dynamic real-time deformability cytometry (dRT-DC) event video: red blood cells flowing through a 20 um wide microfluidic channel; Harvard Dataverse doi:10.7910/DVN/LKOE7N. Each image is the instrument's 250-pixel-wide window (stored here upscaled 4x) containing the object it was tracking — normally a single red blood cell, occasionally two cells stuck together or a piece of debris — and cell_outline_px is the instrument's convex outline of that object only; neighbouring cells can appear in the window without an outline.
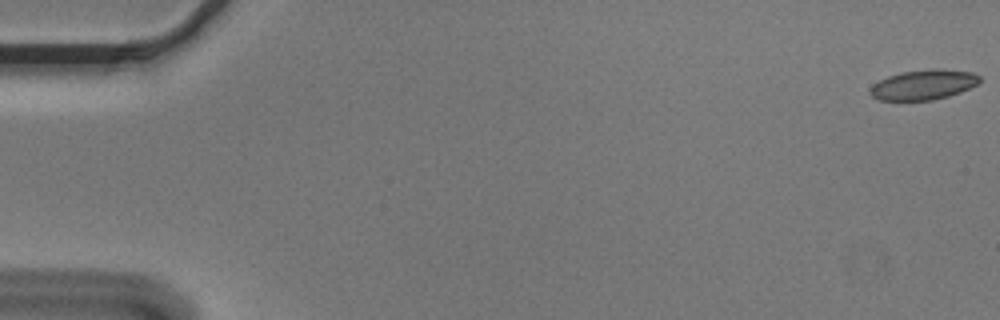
{"species": "Egyptian fruit bat (a non-hibernating species)", "species_latin": "Rousettus aegyptiacus", "temperature_condition": "cold", "stored_images_in_passage": 56, "camera_frame_rate_fps": 3000, "um_per_image_px": 0.085, "animal": {"sex": "male"}, "frame": {"image": 1, "passage_image": 1, "time_ms": 0.0, "image_size_px": [1000, 320], "cell_outline_px": [[980, 80], [976, 84], [960, 92], [948, 96], [932, 100], [880, 100], [872, 96], [868, 92], [872, 84], [888, 76], [904, 72], [932, 68], [940, 68], [972, 72], [980, 76]], "centroid_in_image_um": [78.48, 7.19], "position_along_channel_um": 6.5, "area_um2": 19.07}}
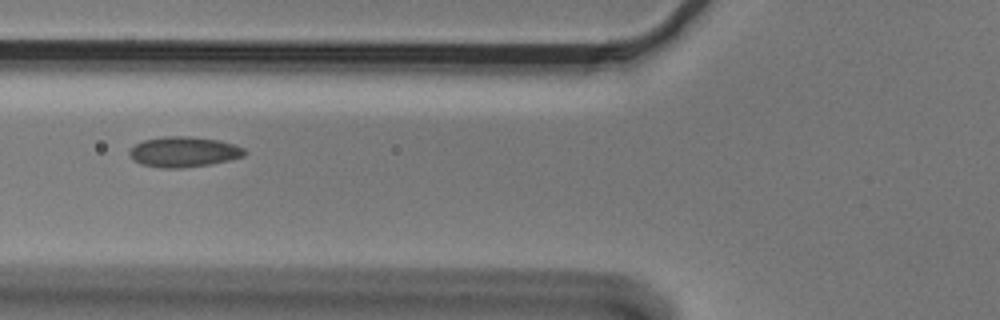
{"frame": {"image": 2, "passage_image": 22, "time_ms": 7.0, "image_size_px": [1000, 320], "cell_outline_px": [[248, 152], [244, 156], [212, 164], [184, 168], [160, 168], [140, 164], [128, 152], [136, 144], [144, 140], [164, 136], [188, 136], [220, 140], [236, 144], [244, 148]], "centroid_in_image_um": [15.67, 12.91], "position_along_channel_um": 110.1, "area_um2": 20.46}}
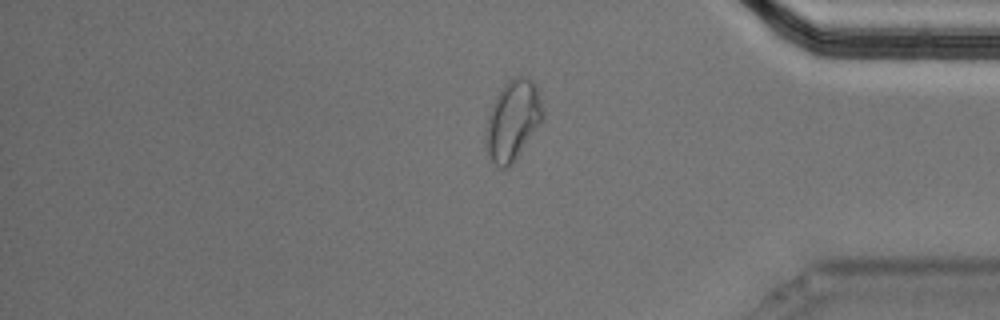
{"frame": {"image": 3, "passage_image": 47, "time_ms": 15.333, "image_size_px": [1000, 320], "cell_outline_px": [[544, 116], [540, 124], [512, 164], [508, 168], [496, 168], [488, 160], [484, 144], [484, 136], [488, 116], [492, 104], [496, 96], [504, 84], [512, 76], [528, 76], [536, 84], [544, 112]], "centroid_in_image_um": [43.55, 10.26], "position_along_channel_um": 391.6, "area_um2": 27.22}, "authors_computed_cell_mechanics": {"area_um2": 19.8543, "velocity_mm_per_s": 3.6181, "shape_relaxation_time_tau1_ms": null, "shape_relaxation_time_tau2_ms": 1.3333, "deformation_change_tau1": null, "deformation_change_tau2": 0.0731}}